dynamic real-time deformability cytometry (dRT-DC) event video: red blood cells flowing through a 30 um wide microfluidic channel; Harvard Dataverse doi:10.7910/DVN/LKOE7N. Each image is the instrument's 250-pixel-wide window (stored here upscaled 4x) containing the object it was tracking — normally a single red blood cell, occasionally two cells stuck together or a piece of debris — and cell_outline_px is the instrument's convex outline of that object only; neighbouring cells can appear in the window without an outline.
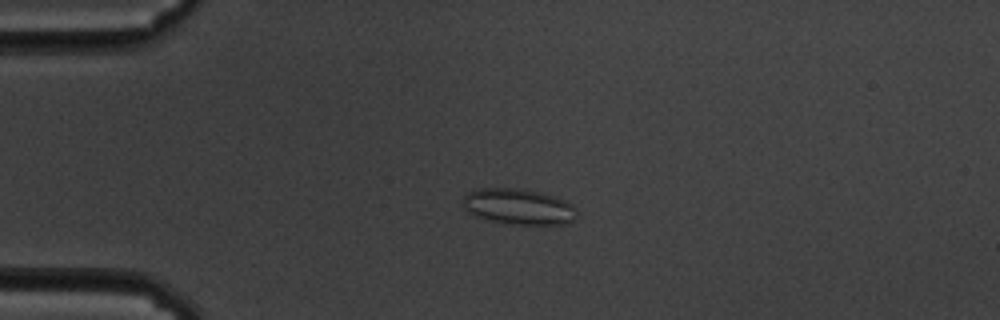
{"species": "common noctule bat (a hibernating species)", "species_latin": "Nyctalus noctula", "temperature_condition": "cold", "stored_images_in_passage": 54, "camera_frame_rate_fps": 3000, "um_per_image_px": 0.085, "animal": {"sex": "male", "body_mass_g": 19.5, "forearm_length_mm": 54.6}, "frame": {"image": 1, "passage_image": 10, "time_ms": 3.0, "image_size_px": [1000, 320], "cell_outline_px": [[576, 216], [568, 224], [504, 224], [472, 216], [464, 208], [464, 196], [468, 192], [480, 188], [516, 188], [540, 192], [564, 200], [572, 204]], "centroid_in_image_um": [44.03, 17.57], "position_along_channel_um": 41.0, "area_um2": 23.76}}
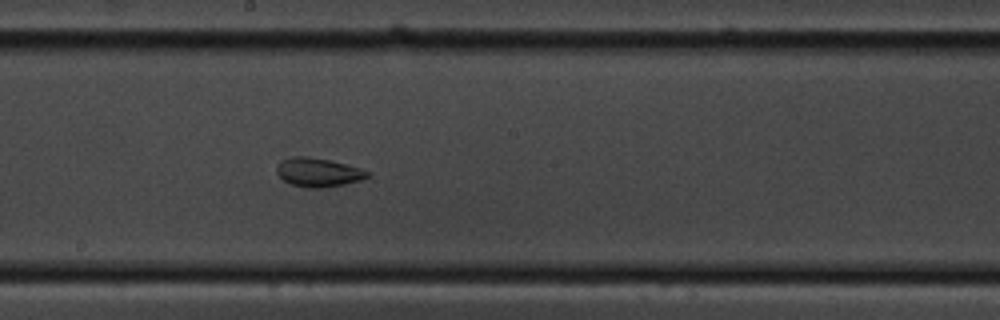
{"frame": {"image": 2, "passage_image": 28, "time_ms": 9.0, "image_size_px": [1000, 320], "cell_outline_px": [[372, 172], [368, 176], [360, 180], [344, 184], [324, 188], [308, 188], [292, 184], [284, 180], [276, 172], [276, 164], [280, 160], [292, 156], [308, 156], [328, 160], [360, 168]], "centroid_in_image_um": [27.02, 14.64], "position_along_channel_um": 221.2, "area_um2": 15.26}}
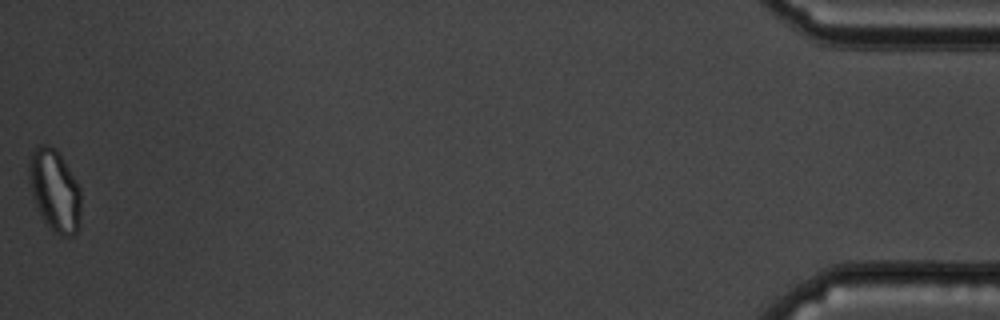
{"frame": {"image": 3, "passage_image": 54, "time_ms": 17.667, "image_size_px": [1000, 320], "cell_outline_px": [[80, 212], [76, 232], [72, 236], [60, 236], [40, 216], [32, 196], [28, 180], [28, 164], [32, 152], [40, 144], [48, 144], [56, 148], [76, 180], [80, 188]], "centroid_in_image_um": [4.62, 16.15], "position_along_channel_um": 430.6, "area_um2": 24.74}, "authors_computed_cell_mechanics": {"area_um2": 19.9699, "velocity_mm_per_s": 3.4706, "shape_relaxation_time_tau1_ms": null, "shape_relaxation_time_tau2_ms": 1.8194, "deformation_change_tau1": null, "deformation_change_tau2": 0.0578}}